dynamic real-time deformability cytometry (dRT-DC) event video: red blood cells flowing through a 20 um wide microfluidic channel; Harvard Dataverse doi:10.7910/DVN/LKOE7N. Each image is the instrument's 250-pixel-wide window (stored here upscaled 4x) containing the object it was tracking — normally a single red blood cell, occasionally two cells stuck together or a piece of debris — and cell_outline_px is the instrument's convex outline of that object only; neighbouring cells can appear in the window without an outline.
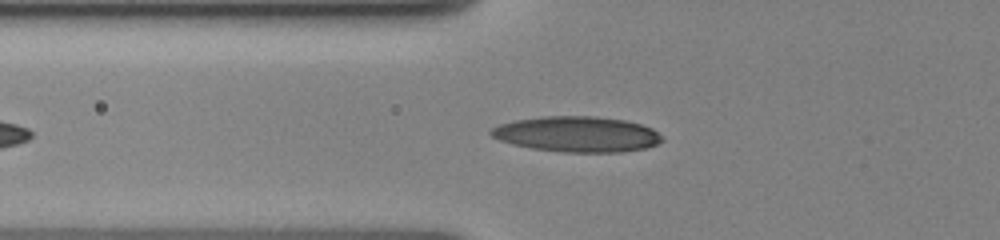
{"species": "human", "species_latin": "Homo sapiens", "temperature_condition": "cold", "stored_images_in_passage": 10, "camera_frame_rate_fps": 3000, "um_per_image_px": 0.085, "donor": {"sex": "female"}, "frame": {"image": 1, "passage_image": 7, "time_ms": 3.0, "image_size_px": [1000, 240], "cell_outline_px": [[664, 140], [656, 144], [644, 148], [620, 152], [564, 152], [532, 148], [512, 144], [500, 140], [492, 136], [488, 132], [492, 128], [500, 124], [516, 120], [540, 116], [596, 116], [624, 120], [640, 124], [652, 128]], "centroid_in_image_um": [49.03, 11.4], "position_along_channel_um": 76.8, "area_um2": 35.26}}